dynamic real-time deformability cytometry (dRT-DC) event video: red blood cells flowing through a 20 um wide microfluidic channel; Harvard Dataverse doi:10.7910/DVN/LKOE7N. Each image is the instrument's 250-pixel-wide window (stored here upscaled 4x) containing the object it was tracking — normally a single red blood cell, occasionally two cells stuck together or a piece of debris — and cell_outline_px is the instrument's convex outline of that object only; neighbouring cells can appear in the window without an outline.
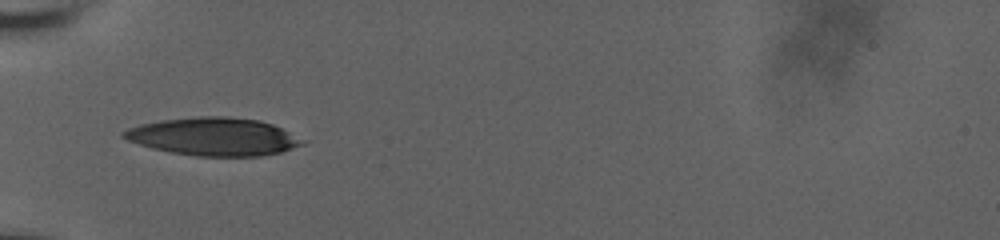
{"species": "human", "species_latin": "Homo sapiens", "temperature_condition": "room temperature", "stored_images_in_passage": 39, "camera_frame_rate_fps": 3000, "um_per_image_px": 0.085, "donor": {"sex": "male"}, "frame": {"image": 1, "passage_image": 1, "time_ms": 0.0, "image_size_px": [1000, 240], "cell_outline_px": [[308, 140], [304, 144], [280, 152], [260, 156], [196, 156], [172, 152], [152, 148], [128, 140], [120, 136], [120, 132], [128, 128], [140, 124], [160, 120], [200, 116], [224, 116], [260, 120], [272, 124]], "centroid_in_image_um": [18.17, 11.61], "position_along_channel_um": 66.8, "area_um2": 39.59}}
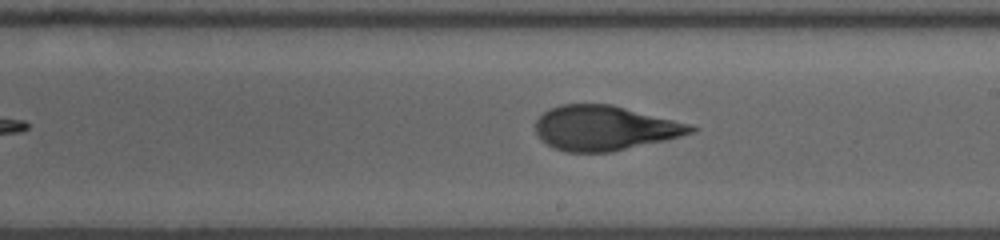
{"frame": {"image": 2, "passage_image": 23, "time_ms": 4.667, "image_size_px": [1000, 240], "cell_outline_px": [[700, 128], [696, 132], [664, 140], [612, 152], [564, 152], [548, 144], [536, 132], [536, 120], [548, 108], [560, 104], [612, 104], [692, 124]], "centroid_in_image_um": [51.44, 10.87], "position_along_channel_um": 237.6, "area_um2": 40.52}}
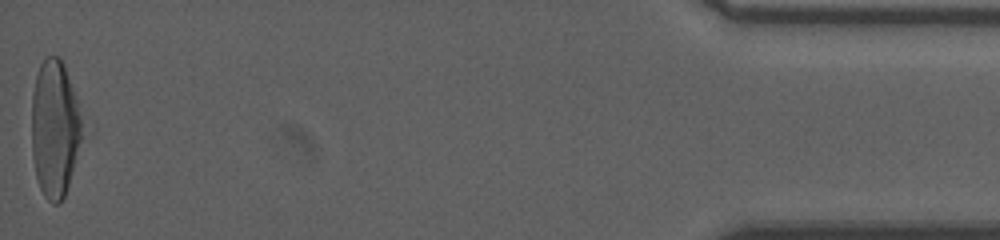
{"frame": {"image": 3, "passage_image": 39, "time_ms": 12.0, "image_size_px": [1000, 240], "cell_outline_px": [[80, 140], [68, 184], [64, 196], [60, 204], [52, 204], [44, 196], [40, 188], [36, 176], [32, 156], [32, 92], [36, 76], [40, 64], [44, 56], [60, 56], [64, 64], [76, 96], [80, 116]], "centroid_in_image_um": [4.61, 10.89], "position_along_channel_um": 430.6, "area_um2": 39.88}, "authors_computed_cell_mechanics": {"area_um2": 40.5178, "velocity_mm_per_s": 3.7762, "shape_relaxation_time_tau1_ms": 4.9253, "shape_relaxation_time_tau2_ms": 1.4646, "deformation_change_tau1": 0.1931, "deformation_change_tau2": 0.0919}}